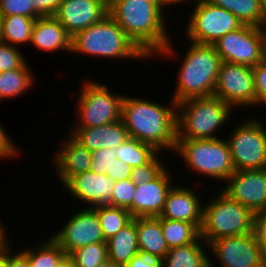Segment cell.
Segmentation results:
<instances>
[{
	"label": "cell",
	"instance_id": "cell-36",
	"mask_svg": "<svg viewBox=\"0 0 266 267\" xmlns=\"http://www.w3.org/2000/svg\"><path fill=\"white\" fill-rule=\"evenodd\" d=\"M18 47L0 42V72L22 67L27 60Z\"/></svg>",
	"mask_w": 266,
	"mask_h": 267
},
{
	"label": "cell",
	"instance_id": "cell-49",
	"mask_svg": "<svg viewBox=\"0 0 266 267\" xmlns=\"http://www.w3.org/2000/svg\"><path fill=\"white\" fill-rule=\"evenodd\" d=\"M146 2H151V3H156L158 4L162 9H165L167 10V7L164 5V1L163 0H144Z\"/></svg>",
	"mask_w": 266,
	"mask_h": 267
},
{
	"label": "cell",
	"instance_id": "cell-53",
	"mask_svg": "<svg viewBox=\"0 0 266 267\" xmlns=\"http://www.w3.org/2000/svg\"><path fill=\"white\" fill-rule=\"evenodd\" d=\"M265 61H266V27H265Z\"/></svg>",
	"mask_w": 266,
	"mask_h": 267
},
{
	"label": "cell",
	"instance_id": "cell-10",
	"mask_svg": "<svg viewBox=\"0 0 266 267\" xmlns=\"http://www.w3.org/2000/svg\"><path fill=\"white\" fill-rule=\"evenodd\" d=\"M185 33L189 41L213 45L227 33L243 24L231 12L215 6L207 0H197Z\"/></svg>",
	"mask_w": 266,
	"mask_h": 267
},
{
	"label": "cell",
	"instance_id": "cell-50",
	"mask_svg": "<svg viewBox=\"0 0 266 267\" xmlns=\"http://www.w3.org/2000/svg\"><path fill=\"white\" fill-rule=\"evenodd\" d=\"M60 267H75L74 264L67 258Z\"/></svg>",
	"mask_w": 266,
	"mask_h": 267
},
{
	"label": "cell",
	"instance_id": "cell-37",
	"mask_svg": "<svg viewBox=\"0 0 266 267\" xmlns=\"http://www.w3.org/2000/svg\"><path fill=\"white\" fill-rule=\"evenodd\" d=\"M22 15L37 19L33 0H0V16Z\"/></svg>",
	"mask_w": 266,
	"mask_h": 267
},
{
	"label": "cell",
	"instance_id": "cell-14",
	"mask_svg": "<svg viewBox=\"0 0 266 267\" xmlns=\"http://www.w3.org/2000/svg\"><path fill=\"white\" fill-rule=\"evenodd\" d=\"M51 238L69 255L79 247L106 242L97 213L92 208H81L70 216L61 230Z\"/></svg>",
	"mask_w": 266,
	"mask_h": 267
},
{
	"label": "cell",
	"instance_id": "cell-5",
	"mask_svg": "<svg viewBox=\"0 0 266 267\" xmlns=\"http://www.w3.org/2000/svg\"><path fill=\"white\" fill-rule=\"evenodd\" d=\"M71 52L109 59H148L109 14L77 32L71 39Z\"/></svg>",
	"mask_w": 266,
	"mask_h": 267
},
{
	"label": "cell",
	"instance_id": "cell-21",
	"mask_svg": "<svg viewBox=\"0 0 266 267\" xmlns=\"http://www.w3.org/2000/svg\"><path fill=\"white\" fill-rule=\"evenodd\" d=\"M71 129L70 134L89 151L118 148L129 138L121 119L100 127Z\"/></svg>",
	"mask_w": 266,
	"mask_h": 267
},
{
	"label": "cell",
	"instance_id": "cell-29",
	"mask_svg": "<svg viewBox=\"0 0 266 267\" xmlns=\"http://www.w3.org/2000/svg\"><path fill=\"white\" fill-rule=\"evenodd\" d=\"M46 240L35 248L21 250L28 259L29 267H60L68 258L66 252L51 237Z\"/></svg>",
	"mask_w": 266,
	"mask_h": 267
},
{
	"label": "cell",
	"instance_id": "cell-51",
	"mask_svg": "<svg viewBox=\"0 0 266 267\" xmlns=\"http://www.w3.org/2000/svg\"><path fill=\"white\" fill-rule=\"evenodd\" d=\"M262 6H263L264 14L266 16V0H262Z\"/></svg>",
	"mask_w": 266,
	"mask_h": 267
},
{
	"label": "cell",
	"instance_id": "cell-44",
	"mask_svg": "<svg viewBox=\"0 0 266 267\" xmlns=\"http://www.w3.org/2000/svg\"><path fill=\"white\" fill-rule=\"evenodd\" d=\"M11 250H7V267H29L28 259L21 251L15 253Z\"/></svg>",
	"mask_w": 266,
	"mask_h": 267
},
{
	"label": "cell",
	"instance_id": "cell-6",
	"mask_svg": "<svg viewBox=\"0 0 266 267\" xmlns=\"http://www.w3.org/2000/svg\"><path fill=\"white\" fill-rule=\"evenodd\" d=\"M254 213L224 192L203 204L200 237L209 244L224 236H238L253 232Z\"/></svg>",
	"mask_w": 266,
	"mask_h": 267
},
{
	"label": "cell",
	"instance_id": "cell-47",
	"mask_svg": "<svg viewBox=\"0 0 266 267\" xmlns=\"http://www.w3.org/2000/svg\"><path fill=\"white\" fill-rule=\"evenodd\" d=\"M164 1V5L166 6V5H172L173 4V6H174V4L175 5H178L179 3H183V2H188L189 3V0H163ZM191 1V0H190ZM192 1H194L193 3H195L197 0H192Z\"/></svg>",
	"mask_w": 266,
	"mask_h": 267
},
{
	"label": "cell",
	"instance_id": "cell-38",
	"mask_svg": "<svg viewBox=\"0 0 266 267\" xmlns=\"http://www.w3.org/2000/svg\"><path fill=\"white\" fill-rule=\"evenodd\" d=\"M118 148H105L91 151L90 171L105 175L110 164L117 158Z\"/></svg>",
	"mask_w": 266,
	"mask_h": 267
},
{
	"label": "cell",
	"instance_id": "cell-35",
	"mask_svg": "<svg viewBox=\"0 0 266 267\" xmlns=\"http://www.w3.org/2000/svg\"><path fill=\"white\" fill-rule=\"evenodd\" d=\"M157 154L149 163L134 167L130 174V180L135 184L151 182L155 179L165 168V164L158 157Z\"/></svg>",
	"mask_w": 266,
	"mask_h": 267
},
{
	"label": "cell",
	"instance_id": "cell-19",
	"mask_svg": "<svg viewBox=\"0 0 266 267\" xmlns=\"http://www.w3.org/2000/svg\"><path fill=\"white\" fill-rule=\"evenodd\" d=\"M195 190L173 185L167 194L160 218L193 223L199 230L202 225L203 203Z\"/></svg>",
	"mask_w": 266,
	"mask_h": 267
},
{
	"label": "cell",
	"instance_id": "cell-27",
	"mask_svg": "<svg viewBox=\"0 0 266 267\" xmlns=\"http://www.w3.org/2000/svg\"><path fill=\"white\" fill-rule=\"evenodd\" d=\"M35 21L22 15L1 16V42L14 47L30 43Z\"/></svg>",
	"mask_w": 266,
	"mask_h": 267
},
{
	"label": "cell",
	"instance_id": "cell-22",
	"mask_svg": "<svg viewBox=\"0 0 266 267\" xmlns=\"http://www.w3.org/2000/svg\"><path fill=\"white\" fill-rule=\"evenodd\" d=\"M71 39L54 16H45L36 19L30 44L46 52L63 50L71 53Z\"/></svg>",
	"mask_w": 266,
	"mask_h": 267
},
{
	"label": "cell",
	"instance_id": "cell-43",
	"mask_svg": "<svg viewBox=\"0 0 266 267\" xmlns=\"http://www.w3.org/2000/svg\"><path fill=\"white\" fill-rule=\"evenodd\" d=\"M63 0H33L34 12L39 17L54 16Z\"/></svg>",
	"mask_w": 266,
	"mask_h": 267
},
{
	"label": "cell",
	"instance_id": "cell-45",
	"mask_svg": "<svg viewBox=\"0 0 266 267\" xmlns=\"http://www.w3.org/2000/svg\"><path fill=\"white\" fill-rule=\"evenodd\" d=\"M6 225H4V223L2 224L1 223V220H0V251H5V250H9L10 249V245L8 243V240H7V233L5 231L4 228Z\"/></svg>",
	"mask_w": 266,
	"mask_h": 267
},
{
	"label": "cell",
	"instance_id": "cell-3",
	"mask_svg": "<svg viewBox=\"0 0 266 267\" xmlns=\"http://www.w3.org/2000/svg\"><path fill=\"white\" fill-rule=\"evenodd\" d=\"M189 43L176 76L172 96L176 104L190 98L213 96L222 62L214 45Z\"/></svg>",
	"mask_w": 266,
	"mask_h": 267
},
{
	"label": "cell",
	"instance_id": "cell-32",
	"mask_svg": "<svg viewBox=\"0 0 266 267\" xmlns=\"http://www.w3.org/2000/svg\"><path fill=\"white\" fill-rule=\"evenodd\" d=\"M158 153L154 146L129 137L119 145L117 158L134 168L149 163Z\"/></svg>",
	"mask_w": 266,
	"mask_h": 267
},
{
	"label": "cell",
	"instance_id": "cell-23",
	"mask_svg": "<svg viewBox=\"0 0 266 267\" xmlns=\"http://www.w3.org/2000/svg\"><path fill=\"white\" fill-rule=\"evenodd\" d=\"M136 232L139 251L164 258L169 248L164 239L160 217L136 218Z\"/></svg>",
	"mask_w": 266,
	"mask_h": 267
},
{
	"label": "cell",
	"instance_id": "cell-11",
	"mask_svg": "<svg viewBox=\"0 0 266 267\" xmlns=\"http://www.w3.org/2000/svg\"><path fill=\"white\" fill-rule=\"evenodd\" d=\"M213 45L222 61L253 67L265 61V28L242 25Z\"/></svg>",
	"mask_w": 266,
	"mask_h": 267
},
{
	"label": "cell",
	"instance_id": "cell-55",
	"mask_svg": "<svg viewBox=\"0 0 266 267\" xmlns=\"http://www.w3.org/2000/svg\"><path fill=\"white\" fill-rule=\"evenodd\" d=\"M0 24H1V16H0ZM0 42H1V29H0Z\"/></svg>",
	"mask_w": 266,
	"mask_h": 267
},
{
	"label": "cell",
	"instance_id": "cell-4",
	"mask_svg": "<svg viewBox=\"0 0 266 267\" xmlns=\"http://www.w3.org/2000/svg\"><path fill=\"white\" fill-rule=\"evenodd\" d=\"M234 110L236 109L231 105L215 96L183 100L176 105V138H219L216 131L227 124Z\"/></svg>",
	"mask_w": 266,
	"mask_h": 267
},
{
	"label": "cell",
	"instance_id": "cell-34",
	"mask_svg": "<svg viewBox=\"0 0 266 267\" xmlns=\"http://www.w3.org/2000/svg\"><path fill=\"white\" fill-rule=\"evenodd\" d=\"M135 191L136 185L130 179L115 181L112 196L106 205L126 208L132 215V201Z\"/></svg>",
	"mask_w": 266,
	"mask_h": 267
},
{
	"label": "cell",
	"instance_id": "cell-54",
	"mask_svg": "<svg viewBox=\"0 0 266 267\" xmlns=\"http://www.w3.org/2000/svg\"><path fill=\"white\" fill-rule=\"evenodd\" d=\"M102 1H104L107 5H109L111 0H102Z\"/></svg>",
	"mask_w": 266,
	"mask_h": 267
},
{
	"label": "cell",
	"instance_id": "cell-24",
	"mask_svg": "<svg viewBox=\"0 0 266 267\" xmlns=\"http://www.w3.org/2000/svg\"><path fill=\"white\" fill-rule=\"evenodd\" d=\"M108 260L124 266L139 252L136 232V218L106 240Z\"/></svg>",
	"mask_w": 266,
	"mask_h": 267
},
{
	"label": "cell",
	"instance_id": "cell-20",
	"mask_svg": "<svg viewBox=\"0 0 266 267\" xmlns=\"http://www.w3.org/2000/svg\"><path fill=\"white\" fill-rule=\"evenodd\" d=\"M69 135V136H68ZM54 152L53 165L56 167L57 179L64 185L72 176L90 171L92 163L91 151L79 143L70 133Z\"/></svg>",
	"mask_w": 266,
	"mask_h": 267
},
{
	"label": "cell",
	"instance_id": "cell-28",
	"mask_svg": "<svg viewBox=\"0 0 266 267\" xmlns=\"http://www.w3.org/2000/svg\"><path fill=\"white\" fill-rule=\"evenodd\" d=\"M27 63L18 69L0 72V101L19 97L32 89L35 78Z\"/></svg>",
	"mask_w": 266,
	"mask_h": 267
},
{
	"label": "cell",
	"instance_id": "cell-31",
	"mask_svg": "<svg viewBox=\"0 0 266 267\" xmlns=\"http://www.w3.org/2000/svg\"><path fill=\"white\" fill-rule=\"evenodd\" d=\"M92 209L97 213L105 240L113 237L134 218L128 209L122 207L99 205Z\"/></svg>",
	"mask_w": 266,
	"mask_h": 267
},
{
	"label": "cell",
	"instance_id": "cell-7",
	"mask_svg": "<svg viewBox=\"0 0 266 267\" xmlns=\"http://www.w3.org/2000/svg\"><path fill=\"white\" fill-rule=\"evenodd\" d=\"M174 152L186 166L212 180L225 182L235 172L226 138L177 139Z\"/></svg>",
	"mask_w": 266,
	"mask_h": 267
},
{
	"label": "cell",
	"instance_id": "cell-30",
	"mask_svg": "<svg viewBox=\"0 0 266 267\" xmlns=\"http://www.w3.org/2000/svg\"><path fill=\"white\" fill-rule=\"evenodd\" d=\"M161 229L169 249L194 243L200 237V230L185 221L160 218Z\"/></svg>",
	"mask_w": 266,
	"mask_h": 267
},
{
	"label": "cell",
	"instance_id": "cell-8",
	"mask_svg": "<svg viewBox=\"0 0 266 267\" xmlns=\"http://www.w3.org/2000/svg\"><path fill=\"white\" fill-rule=\"evenodd\" d=\"M82 82L77 99L78 120L72 128L100 127L121 119L123 94L110 93L107 85L90 79Z\"/></svg>",
	"mask_w": 266,
	"mask_h": 267
},
{
	"label": "cell",
	"instance_id": "cell-12",
	"mask_svg": "<svg viewBox=\"0 0 266 267\" xmlns=\"http://www.w3.org/2000/svg\"><path fill=\"white\" fill-rule=\"evenodd\" d=\"M213 96L236 110L256 106V90L252 67L222 61Z\"/></svg>",
	"mask_w": 266,
	"mask_h": 267
},
{
	"label": "cell",
	"instance_id": "cell-39",
	"mask_svg": "<svg viewBox=\"0 0 266 267\" xmlns=\"http://www.w3.org/2000/svg\"><path fill=\"white\" fill-rule=\"evenodd\" d=\"M256 90V106L266 105V61L252 67Z\"/></svg>",
	"mask_w": 266,
	"mask_h": 267
},
{
	"label": "cell",
	"instance_id": "cell-16",
	"mask_svg": "<svg viewBox=\"0 0 266 267\" xmlns=\"http://www.w3.org/2000/svg\"><path fill=\"white\" fill-rule=\"evenodd\" d=\"M108 15V5L102 0H63L54 17L73 37L77 32L100 22Z\"/></svg>",
	"mask_w": 266,
	"mask_h": 267
},
{
	"label": "cell",
	"instance_id": "cell-52",
	"mask_svg": "<svg viewBox=\"0 0 266 267\" xmlns=\"http://www.w3.org/2000/svg\"><path fill=\"white\" fill-rule=\"evenodd\" d=\"M215 266L213 260L209 259V263L205 267H213Z\"/></svg>",
	"mask_w": 266,
	"mask_h": 267
},
{
	"label": "cell",
	"instance_id": "cell-15",
	"mask_svg": "<svg viewBox=\"0 0 266 267\" xmlns=\"http://www.w3.org/2000/svg\"><path fill=\"white\" fill-rule=\"evenodd\" d=\"M226 182L220 191L230 199L238 201L254 214L266 210V168L235 170Z\"/></svg>",
	"mask_w": 266,
	"mask_h": 267
},
{
	"label": "cell",
	"instance_id": "cell-25",
	"mask_svg": "<svg viewBox=\"0 0 266 267\" xmlns=\"http://www.w3.org/2000/svg\"><path fill=\"white\" fill-rule=\"evenodd\" d=\"M205 246L208 244L199 237L189 245L171 248L163 258L162 267H205L210 259Z\"/></svg>",
	"mask_w": 266,
	"mask_h": 267
},
{
	"label": "cell",
	"instance_id": "cell-2",
	"mask_svg": "<svg viewBox=\"0 0 266 267\" xmlns=\"http://www.w3.org/2000/svg\"><path fill=\"white\" fill-rule=\"evenodd\" d=\"M163 104L124 96L121 104V121L130 138L154 146L159 152L176 147V103Z\"/></svg>",
	"mask_w": 266,
	"mask_h": 267
},
{
	"label": "cell",
	"instance_id": "cell-18",
	"mask_svg": "<svg viewBox=\"0 0 266 267\" xmlns=\"http://www.w3.org/2000/svg\"><path fill=\"white\" fill-rule=\"evenodd\" d=\"M165 168L151 182L136 185L132 201V216L158 217L163 211L166 197L173 187L171 174Z\"/></svg>",
	"mask_w": 266,
	"mask_h": 267
},
{
	"label": "cell",
	"instance_id": "cell-33",
	"mask_svg": "<svg viewBox=\"0 0 266 267\" xmlns=\"http://www.w3.org/2000/svg\"><path fill=\"white\" fill-rule=\"evenodd\" d=\"M75 267H98L108 260L107 243H92L79 247L68 255Z\"/></svg>",
	"mask_w": 266,
	"mask_h": 267
},
{
	"label": "cell",
	"instance_id": "cell-40",
	"mask_svg": "<svg viewBox=\"0 0 266 267\" xmlns=\"http://www.w3.org/2000/svg\"><path fill=\"white\" fill-rule=\"evenodd\" d=\"M253 233L266 259V210L254 214Z\"/></svg>",
	"mask_w": 266,
	"mask_h": 267
},
{
	"label": "cell",
	"instance_id": "cell-42",
	"mask_svg": "<svg viewBox=\"0 0 266 267\" xmlns=\"http://www.w3.org/2000/svg\"><path fill=\"white\" fill-rule=\"evenodd\" d=\"M132 167L116 158L109 166L106 175L113 181H122L130 178Z\"/></svg>",
	"mask_w": 266,
	"mask_h": 267
},
{
	"label": "cell",
	"instance_id": "cell-9",
	"mask_svg": "<svg viewBox=\"0 0 266 267\" xmlns=\"http://www.w3.org/2000/svg\"><path fill=\"white\" fill-rule=\"evenodd\" d=\"M243 121L226 138L235 170L264 169L266 127L260 118Z\"/></svg>",
	"mask_w": 266,
	"mask_h": 267
},
{
	"label": "cell",
	"instance_id": "cell-1",
	"mask_svg": "<svg viewBox=\"0 0 266 267\" xmlns=\"http://www.w3.org/2000/svg\"><path fill=\"white\" fill-rule=\"evenodd\" d=\"M165 10L144 0H111L108 14L150 60L154 55L177 57L165 26ZM151 56V58H150Z\"/></svg>",
	"mask_w": 266,
	"mask_h": 267
},
{
	"label": "cell",
	"instance_id": "cell-13",
	"mask_svg": "<svg viewBox=\"0 0 266 267\" xmlns=\"http://www.w3.org/2000/svg\"><path fill=\"white\" fill-rule=\"evenodd\" d=\"M220 267H266L254 233L224 236L208 244Z\"/></svg>",
	"mask_w": 266,
	"mask_h": 267
},
{
	"label": "cell",
	"instance_id": "cell-26",
	"mask_svg": "<svg viewBox=\"0 0 266 267\" xmlns=\"http://www.w3.org/2000/svg\"><path fill=\"white\" fill-rule=\"evenodd\" d=\"M233 13L243 25L266 27L262 0H207Z\"/></svg>",
	"mask_w": 266,
	"mask_h": 267
},
{
	"label": "cell",
	"instance_id": "cell-46",
	"mask_svg": "<svg viewBox=\"0 0 266 267\" xmlns=\"http://www.w3.org/2000/svg\"><path fill=\"white\" fill-rule=\"evenodd\" d=\"M0 267H7V250L0 251Z\"/></svg>",
	"mask_w": 266,
	"mask_h": 267
},
{
	"label": "cell",
	"instance_id": "cell-48",
	"mask_svg": "<svg viewBox=\"0 0 266 267\" xmlns=\"http://www.w3.org/2000/svg\"><path fill=\"white\" fill-rule=\"evenodd\" d=\"M98 267H120V266L115 264L113 261L106 260L104 263L100 264Z\"/></svg>",
	"mask_w": 266,
	"mask_h": 267
},
{
	"label": "cell",
	"instance_id": "cell-41",
	"mask_svg": "<svg viewBox=\"0 0 266 267\" xmlns=\"http://www.w3.org/2000/svg\"><path fill=\"white\" fill-rule=\"evenodd\" d=\"M162 263L159 256L139 251L128 264L120 267H162Z\"/></svg>",
	"mask_w": 266,
	"mask_h": 267
},
{
	"label": "cell",
	"instance_id": "cell-17",
	"mask_svg": "<svg viewBox=\"0 0 266 267\" xmlns=\"http://www.w3.org/2000/svg\"><path fill=\"white\" fill-rule=\"evenodd\" d=\"M114 183L106 174L87 171L72 176L63 187L74 199L87 205L85 208H93L106 205L110 201Z\"/></svg>",
	"mask_w": 266,
	"mask_h": 267
}]
</instances>
